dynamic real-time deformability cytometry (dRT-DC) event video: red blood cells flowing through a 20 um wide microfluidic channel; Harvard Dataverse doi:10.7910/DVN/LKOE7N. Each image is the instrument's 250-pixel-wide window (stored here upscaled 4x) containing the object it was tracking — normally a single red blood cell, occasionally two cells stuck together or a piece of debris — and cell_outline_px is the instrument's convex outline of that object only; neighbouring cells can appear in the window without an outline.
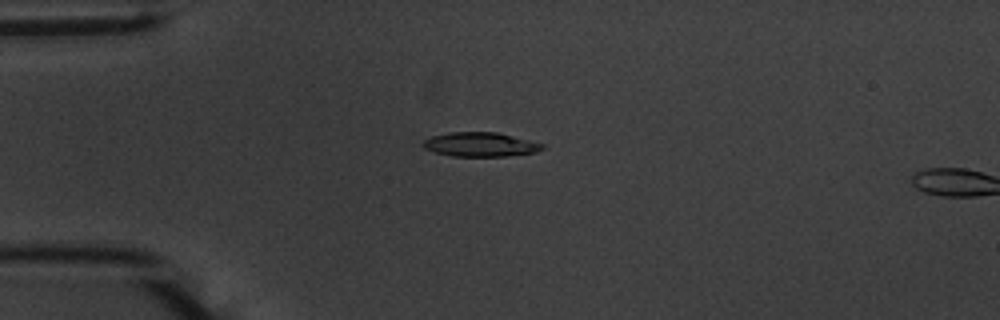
{"species": "common noctule bat (a hibernating species)", "species_latin": "Nyctalus noctula", "temperature_condition": "warm", "stored_images_in_passage": 5, "camera_frame_rate_fps": 3000, "um_per_image_px": 0.085, "animal": {"sex": "male", "body_mass_g": 20.1, "forearm_length_mm": 53.5}, "frame": {"image": 1, "passage_image": 3, "time_ms": 0.667, "image_size_px": [1000, 320], "cell_outline_px": [[544, 148], [536, 152], [504, 156], [452, 156], [436, 152], [424, 148], [420, 144], [424, 140], [432, 136], [448, 132], [496, 132], [544, 144]], "centroid_in_image_um": [40.79, 12.28], "position_along_channel_um": 44.2, "area_um2": 16.7}}